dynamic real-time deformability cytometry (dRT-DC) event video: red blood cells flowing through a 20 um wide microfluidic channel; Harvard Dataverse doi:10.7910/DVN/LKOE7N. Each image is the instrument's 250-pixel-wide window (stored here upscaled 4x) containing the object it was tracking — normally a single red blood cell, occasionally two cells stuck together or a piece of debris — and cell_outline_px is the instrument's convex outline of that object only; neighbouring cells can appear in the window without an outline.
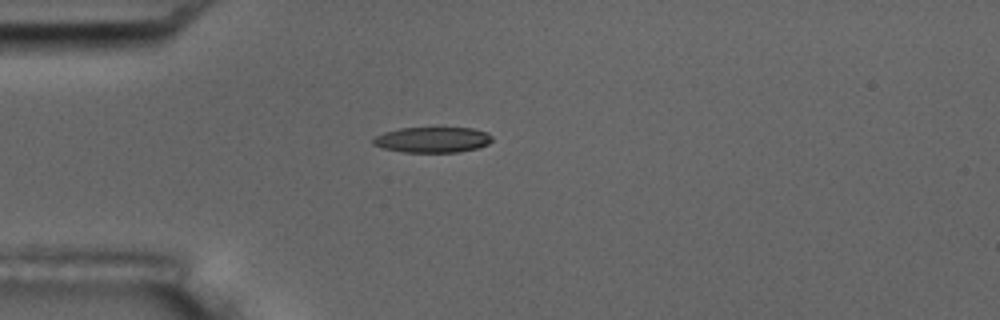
{"species": "common noctule bat (a hibernating species)", "species_latin": "Nyctalus noctula", "temperature_condition": "room temperature", "stored_images_in_passage": 3, "camera_frame_rate_fps": 3000, "um_per_image_px": 0.085, "animal": {"sex": "male", "body_mass_g": 17.5, "forearm_length_mm": 52.3}, "frame": {"image": 1, "passage_image": 1, "time_ms": 0.0, "image_size_px": [1000, 320], "cell_outline_px": [[492, 140], [488, 144], [476, 148], [460, 152], [404, 152], [384, 148], [372, 144], [372, 140], [376, 136], [384, 132], [400, 128], [472, 128], [488, 132], [492, 136]], "centroid_in_image_um": [36.77, 11.87], "position_along_channel_um": 48.2, "area_um2": 17.69}}